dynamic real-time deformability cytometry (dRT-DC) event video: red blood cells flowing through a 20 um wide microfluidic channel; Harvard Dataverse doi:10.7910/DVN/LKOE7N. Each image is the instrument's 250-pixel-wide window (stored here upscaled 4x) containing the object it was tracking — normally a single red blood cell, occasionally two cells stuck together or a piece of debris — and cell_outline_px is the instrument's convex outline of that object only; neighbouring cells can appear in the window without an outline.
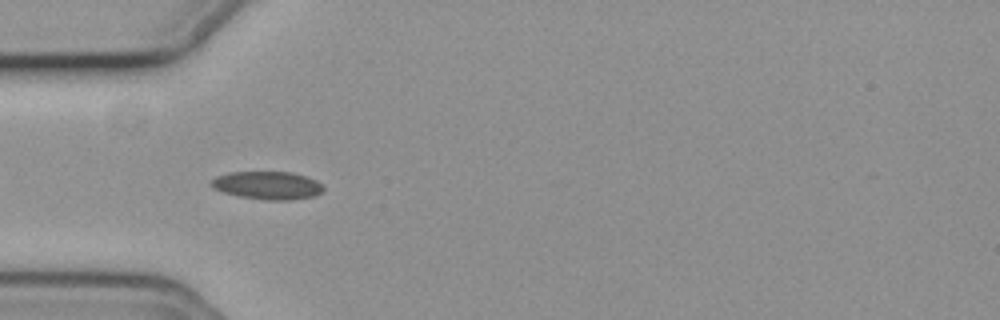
{"species": "common noctule bat (a hibernating species)", "species_latin": "Nyctalus noctula", "temperature_condition": "cold", "stored_images_in_passage": 35, "camera_frame_rate_fps": 3000, "um_per_image_px": 0.085, "animal": {"sex": "female", "body_mass_g": 19.3, "forearm_length_mm": 54.1}, "frame": {"image": 1, "passage_image": 4, "time_ms": 1.0, "image_size_px": [1000, 320], "cell_outline_px": [[324, 188], [316, 196], [288, 200], [264, 200], [240, 196], [224, 192], [212, 188], [208, 184], [216, 176], [228, 172], [292, 172], [308, 176], [324, 184]], "centroid_in_image_um": [22.75, 15.75], "position_along_channel_um": 62.2, "area_um2": 18.5}}
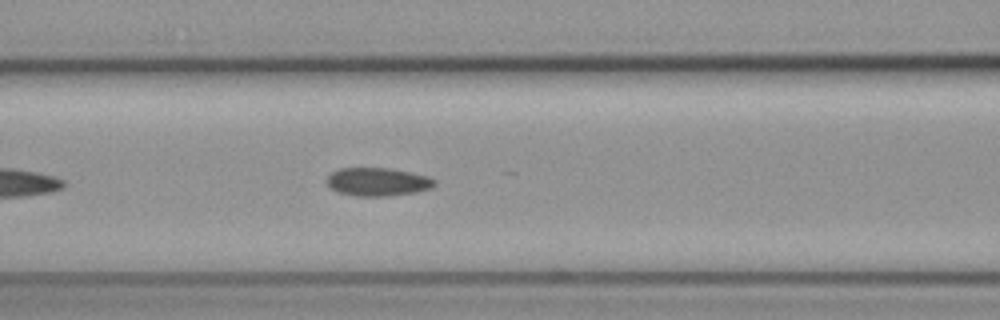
{"frame": {"image": 2, "passage_image": 10, "time_ms": 3.0, "image_size_px": [1000, 320], "cell_outline_px": [[436, 184], [432, 188], [416, 192], [388, 196], [356, 196], [340, 192], [332, 188], [328, 184], [328, 176], [332, 172], [340, 168], [392, 168], [428, 176], [436, 180]], "centroid_in_image_um": [32.16, 15.45], "position_along_channel_um": 134.4, "area_um2": 17.69}}
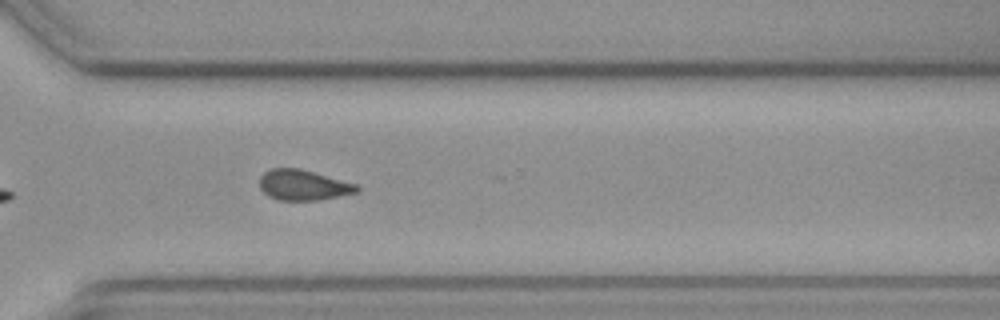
{"frame": {"image": 3, "passage_image": 27, "time_ms": 8.667, "image_size_px": [1000, 320], "cell_outline_px": [[360, 192], [316, 200], [276, 200], [268, 196], [260, 188], [260, 176], [264, 172], [272, 168], [300, 168], [356, 184], [360, 188]], "centroid_in_image_um": [25.76, 15.73], "position_along_channel_um": 344.8, "area_um2": 17.22}, "authors_computed_cell_mechanics": {"area_um2": 17.6868, "velocity_mm_per_s": 3.712, "shape_relaxation_time_tau1_ms": null, "shape_relaxation_time_tau2_ms": 6.6651, "deformation_change_tau1": null, "deformation_change_tau2": 0.1399}}